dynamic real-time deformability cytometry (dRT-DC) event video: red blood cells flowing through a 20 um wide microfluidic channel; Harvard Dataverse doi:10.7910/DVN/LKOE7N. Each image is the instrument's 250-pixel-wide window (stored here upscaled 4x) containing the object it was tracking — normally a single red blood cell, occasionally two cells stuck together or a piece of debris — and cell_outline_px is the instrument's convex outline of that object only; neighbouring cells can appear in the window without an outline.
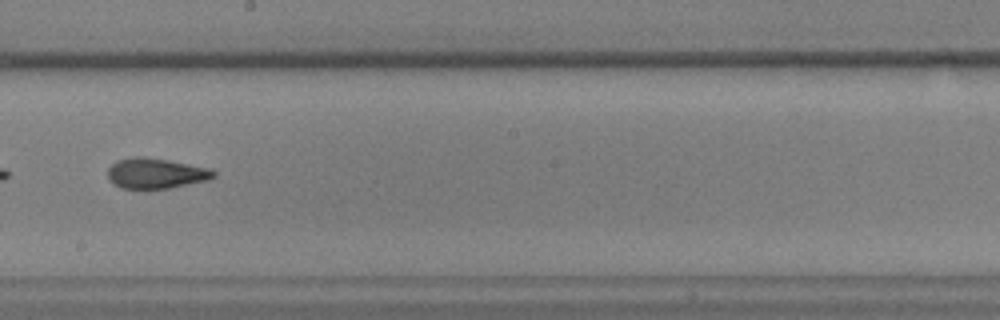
{"species": "common noctule bat (a hibernating species)", "species_latin": "Nyctalus noctula", "temperature_condition": "warm", "stored_images_in_passage": 36, "camera_frame_rate_fps": 3000, "um_per_image_px": 0.085, "animal": {"sex": "male", "body_mass_g": 17.9, "forearm_length_mm": 54.2}, "frame": {"image": 1, "passage_image": 16, "time_ms": 5.0, "image_size_px": [1000, 320], "cell_outline_px": [[216, 176], [208, 180], [168, 188], [120, 188], [108, 176], [108, 168], [116, 160], [136, 156], [140, 156], [168, 160], [212, 168], [216, 172]], "centroid_in_image_um": [13.28, 14.72], "position_along_channel_um": 234.9, "area_um2": 18.61}}